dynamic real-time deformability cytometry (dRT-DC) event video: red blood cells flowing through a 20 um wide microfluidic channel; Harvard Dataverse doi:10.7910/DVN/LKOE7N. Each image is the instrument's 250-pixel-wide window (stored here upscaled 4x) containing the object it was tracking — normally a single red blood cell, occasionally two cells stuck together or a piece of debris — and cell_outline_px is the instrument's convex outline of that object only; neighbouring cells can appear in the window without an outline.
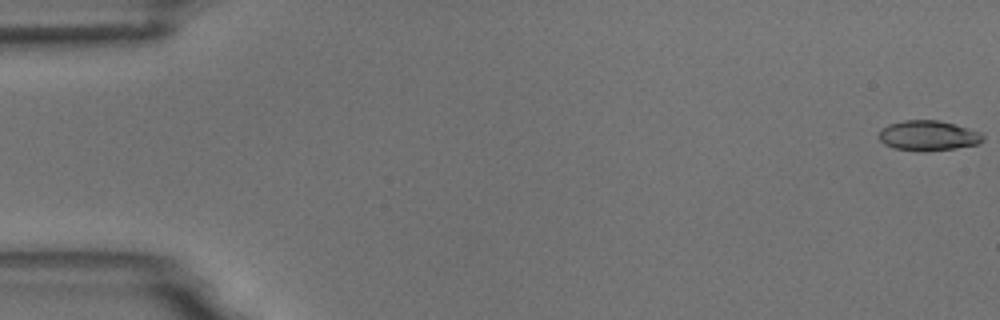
{"species": "common noctule bat (a hibernating species)", "species_latin": "Nyctalus noctula", "temperature_condition": "room temperature", "stored_images_in_passage": 6, "camera_frame_rate_fps": 3000, "um_per_image_px": 0.085, "animal": {"sex": "male", "body_mass_g": 18.8}, "frame": {"image": 1, "passage_image": 1, "time_ms": 0.0, "image_size_px": [1000, 320], "cell_outline_px": [[984, 140], [980, 144], [956, 148], [928, 152], [924, 152], [892, 148], [884, 144], [876, 136], [880, 128], [888, 124], [904, 120], [936, 120], [968, 128], [980, 132], [984, 136]], "centroid_in_image_um": [78.86, 11.54], "position_along_channel_um": 6.1, "area_um2": 18.61}}
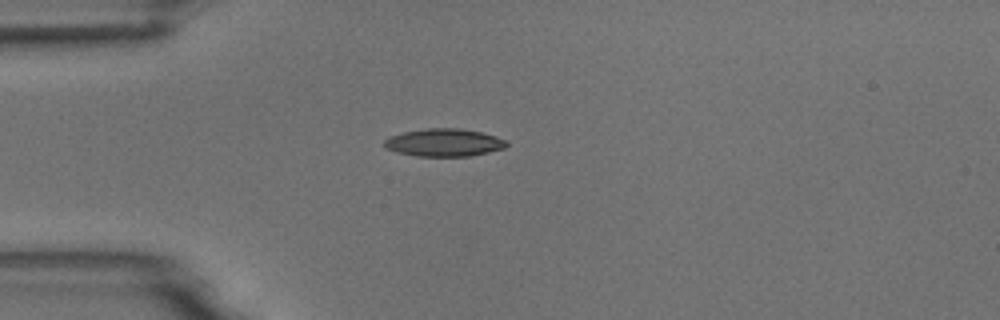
{"frame": {"image": 2, "passage_image": 5, "time_ms": 4.667, "image_size_px": [1000, 320], "cell_outline_px": [[508, 144], [504, 148], [472, 156], [416, 156], [396, 152], [384, 148], [384, 140], [388, 136], [404, 132], [424, 128], [460, 128], [480, 132], [496, 136], [504, 140]], "centroid_in_image_um": [37.7, 12.12], "position_along_channel_um": 47.3, "area_um2": 19.83}}